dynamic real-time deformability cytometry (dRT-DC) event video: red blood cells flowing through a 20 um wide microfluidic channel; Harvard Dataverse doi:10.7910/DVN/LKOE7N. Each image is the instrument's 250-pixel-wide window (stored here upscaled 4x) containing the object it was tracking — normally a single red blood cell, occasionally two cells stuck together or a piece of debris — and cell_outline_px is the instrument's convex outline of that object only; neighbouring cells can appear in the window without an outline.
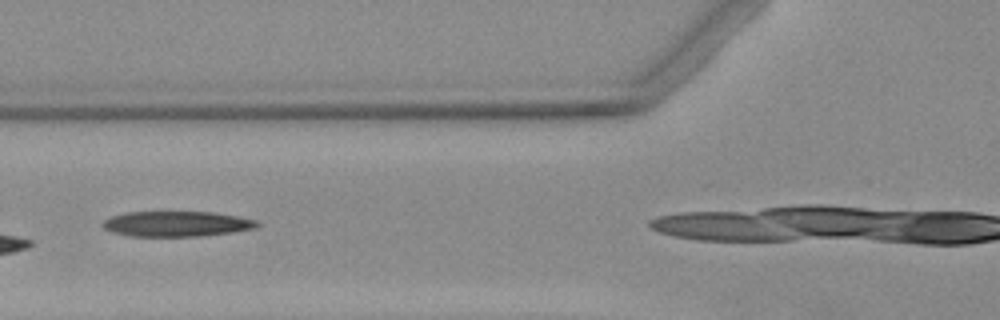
{"species": "Egyptian fruit bat (a non-hibernating species)", "species_latin": "Rousettus aegyptiacus", "temperature_condition": "warm", "stored_images_in_passage": 5, "camera_frame_rate_fps": 3000, "um_per_image_px": 0.085, "animal": {"sex": "female"}, "frame": {"image": 1, "passage_image": 3, "time_ms": 2.333, "image_size_px": [1000, 320], "cell_outline_px": [[260, 224], [256, 228], [232, 232], [200, 236], [132, 236], [112, 232], [104, 228], [100, 224], [104, 220], [112, 216], [124, 212], [216, 212], [256, 220]], "centroid_in_image_um": [15.0, 19.02], "position_along_channel_um": 110.8, "area_um2": 22.77}}